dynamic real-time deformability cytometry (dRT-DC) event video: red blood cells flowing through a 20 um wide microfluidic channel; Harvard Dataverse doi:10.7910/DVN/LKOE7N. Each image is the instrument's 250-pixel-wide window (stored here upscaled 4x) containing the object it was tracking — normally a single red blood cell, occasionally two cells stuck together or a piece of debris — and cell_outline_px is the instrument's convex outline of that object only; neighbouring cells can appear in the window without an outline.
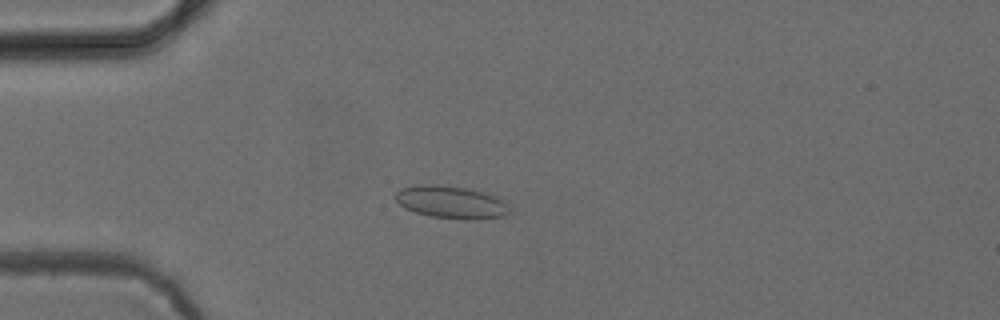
{"species": "common noctule bat (a hibernating species)", "species_latin": "Nyctalus noctula", "temperature_condition": "cold", "stored_images_in_passage": 17, "camera_frame_rate_fps": 3000, "um_per_image_px": 0.085, "animal": {"sex": "female", "body_mass_g": 24.6, "forearm_length_mm": 56.2}, "frame": {"image": 1, "passage_image": 12, "time_ms": 3.667, "image_size_px": [1000, 320], "cell_outline_px": [[508, 212], [504, 216], [476, 220], [464, 220], [432, 216], [416, 212], [404, 208], [396, 200], [396, 192], [400, 188], [424, 184], [440, 184], [468, 188], [488, 192], [496, 196], [504, 204]], "centroid_in_image_um": [38.32, 17.17], "position_along_channel_um": 46.7, "area_um2": 21.62}}
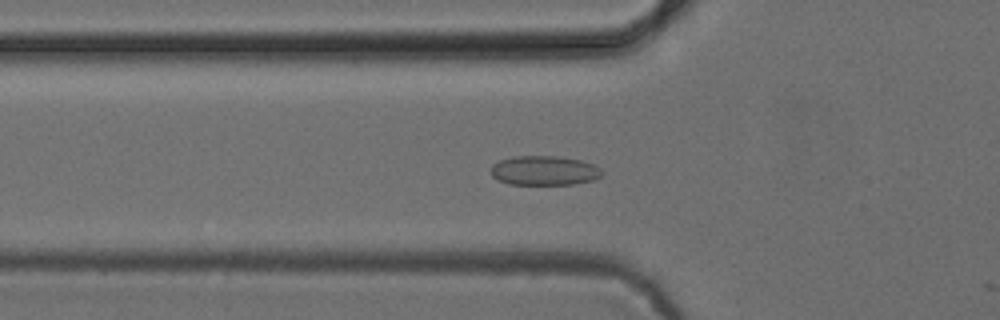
{"frame": {"image": 2, "passage_image": 16, "time_ms": 5.0, "image_size_px": [1000, 320], "cell_outline_px": [[604, 172], [600, 176], [592, 180], [576, 184], [508, 184], [492, 176], [492, 164], [500, 160], [512, 156], [556, 156], [580, 160], [592, 164], [600, 168]], "centroid_in_image_um": [46.26, 14.49], "position_along_channel_um": 79.5, "area_um2": 18.96}}